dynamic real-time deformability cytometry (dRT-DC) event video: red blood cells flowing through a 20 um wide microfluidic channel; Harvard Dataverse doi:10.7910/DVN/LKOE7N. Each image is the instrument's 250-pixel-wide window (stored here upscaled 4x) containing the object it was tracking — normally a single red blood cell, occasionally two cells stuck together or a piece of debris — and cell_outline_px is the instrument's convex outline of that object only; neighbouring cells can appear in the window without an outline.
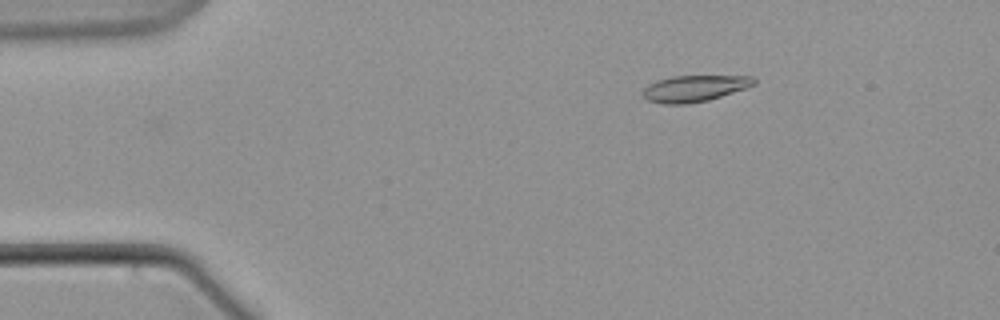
{"species": "common noctule bat (a hibernating species)", "species_latin": "Nyctalus noctula", "temperature_condition": "warm", "stored_images_in_passage": 51, "camera_frame_rate_fps": 3000, "um_per_image_px": 0.085, "animal": {"sex": "male", "body_mass_g": 21.5, "forearm_length_mm": 52.0}, "frame": {"image": 1, "passage_image": 1, "time_ms": 0.0, "image_size_px": [1000, 320], "cell_outline_px": [[756, 84], [708, 100], [688, 104], [664, 104], [648, 100], [644, 96], [644, 88], [648, 84], [656, 80], [672, 76], [752, 76], [756, 80]], "centroid_in_image_um": [59.01, 7.51], "position_along_channel_um": 26.0, "area_um2": 16.88}}
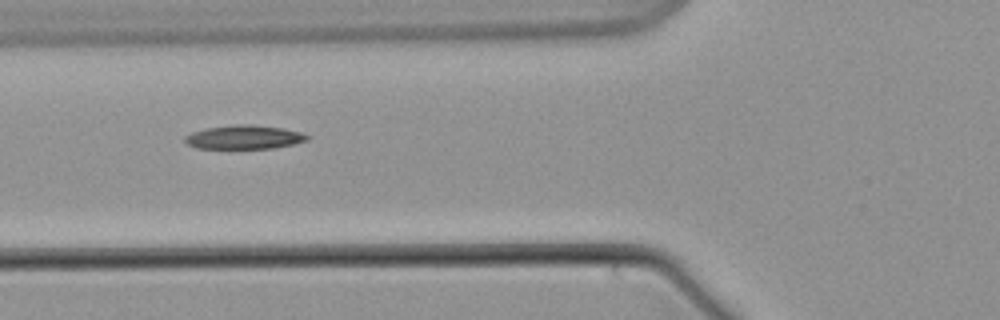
{"frame": {"image": 2, "passage_image": 14, "time_ms": 4.333, "image_size_px": [1000, 320], "cell_outline_px": [[308, 140], [292, 144], [272, 148], [196, 148], [188, 144], [184, 140], [184, 136], [192, 132], [204, 128], [236, 124], [252, 124], [284, 128], [304, 132], [308, 136]], "centroid_in_image_um": [20.75, 11.64], "position_along_channel_um": 105.0, "area_um2": 17.05}}
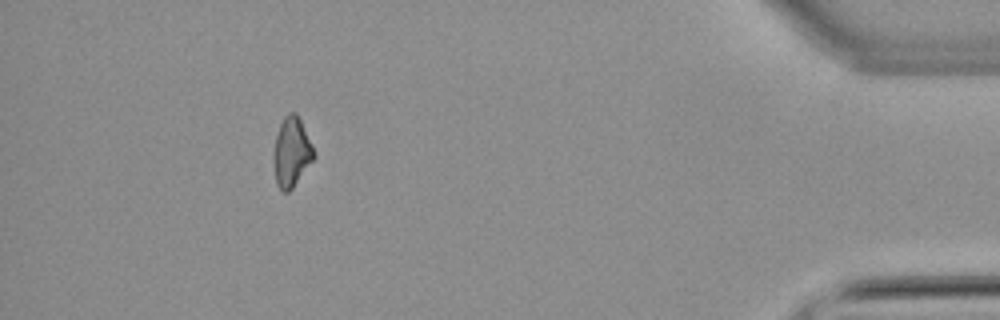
{"frame": {"image": 3, "passage_image": 46, "time_ms": 15.0, "image_size_px": [1000, 320], "cell_outline_px": [[316, 156], [292, 188], [288, 192], [284, 192], [276, 184], [276, 136], [280, 124], [284, 116], [288, 112], [296, 112], [300, 120]], "centroid_in_image_um": [24.81, 12.91], "position_along_channel_um": 410.4, "area_um2": 15.43}}